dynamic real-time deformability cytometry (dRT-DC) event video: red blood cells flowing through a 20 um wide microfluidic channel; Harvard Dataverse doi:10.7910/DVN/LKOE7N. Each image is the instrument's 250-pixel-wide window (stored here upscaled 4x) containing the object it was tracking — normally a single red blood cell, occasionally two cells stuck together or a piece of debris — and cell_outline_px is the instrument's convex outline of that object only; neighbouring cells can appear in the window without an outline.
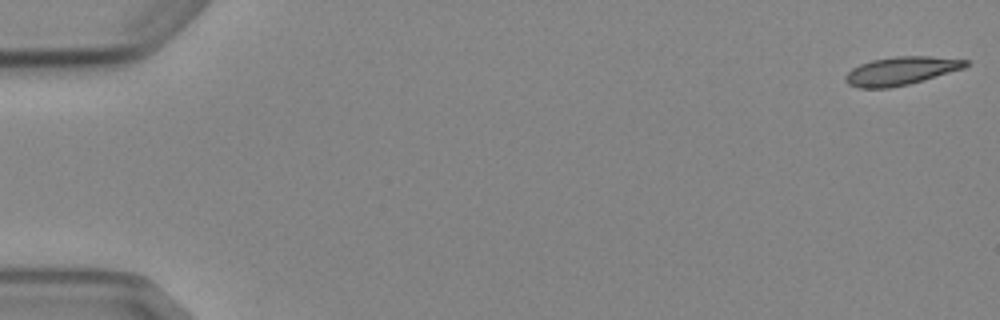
{"species": "Egyptian fruit bat (a non-hibernating species)", "species_latin": "Rousettus aegyptiacus", "temperature_condition": "cold", "stored_images_in_passage": 6, "camera_frame_rate_fps": 3000, "um_per_image_px": 0.085, "animal": {"sex": "female"}, "frame": {"image": 1, "passage_image": 1, "time_ms": 0.0, "image_size_px": [1000, 320], "cell_outline_px": [[968, 64], [964, 68], [924, 80], [908, 84], [888, 88], [860, 88], [848, 84], [844, 80], [844, 76], [852, 68], [860, 64], [872, 60], [896, 56], [932, 56], [968, 60]], "centroid_in_image_um": [76.57, 6.02], "position_along_channel_um": 8.4, "area_um2": 19.77}}
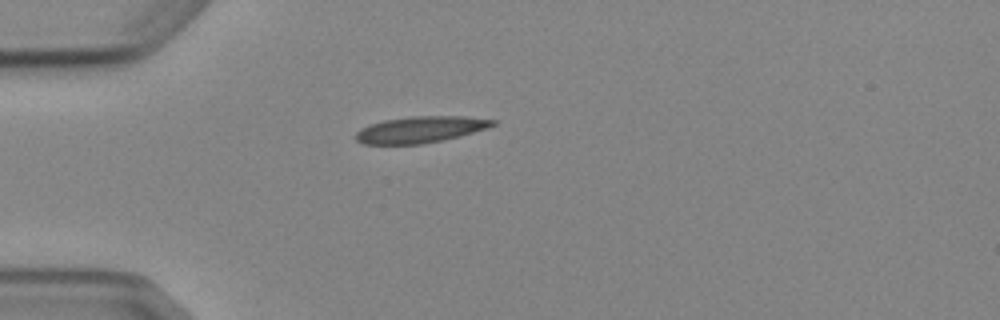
{"frame": {"image": 2, "passage_image": 5, "time_ms": 4.667, "image_size_px": [1000, 320], "cell_outline_px": [[496, 124], [488, 128], [460, 136], [420, 144], [364, 144], [356, 140], [356, 132], [360, 128], [368, 124], [384, 120], [412, 116], [468, 116], [496, 120]], "centroid_in_image_um": [35.74, 11.0], "position_along_channel_um": 49.3, "area_um2": 21.1}}